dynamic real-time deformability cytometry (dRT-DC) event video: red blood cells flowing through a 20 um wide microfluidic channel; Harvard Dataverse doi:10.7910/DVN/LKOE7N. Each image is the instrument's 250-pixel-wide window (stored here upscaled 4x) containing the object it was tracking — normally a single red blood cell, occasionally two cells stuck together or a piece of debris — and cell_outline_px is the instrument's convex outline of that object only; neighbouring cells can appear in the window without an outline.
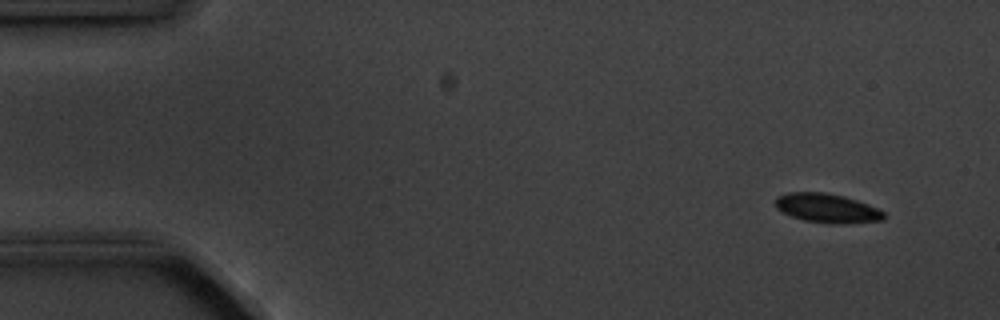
{"species": "common noctule bat (a hibernating species)", "species_latin": "Nyctalus noctula", "temperature_condition": "cold", "stored_images_in_passage": 5, "segment_of_instrument_passage": [1, 2], "camera_frame_rate_fps": 3000, "um_per_image_px": 0.085, "animal": {"sex": "male", "body_mass_g": 20.1, "forearm_length_mm": 53.5}, "frame": {"image": 1, "passage_image": 1, "time_ms": 0.0, "image_size_px": [1000, 320], "cell_outline_px": [[888, 216], [884, 220], [840, 224], [832, 224], [804, 220], [792, 216], [776, 208], [776, 196], [788, 192], [824, 192], [844, 196], [868, 204], [884, 212]], "centroid_in_image_um": [70.33, 17.69], "position_along_channel_um": 14.7, "area_um2": 18.44}}
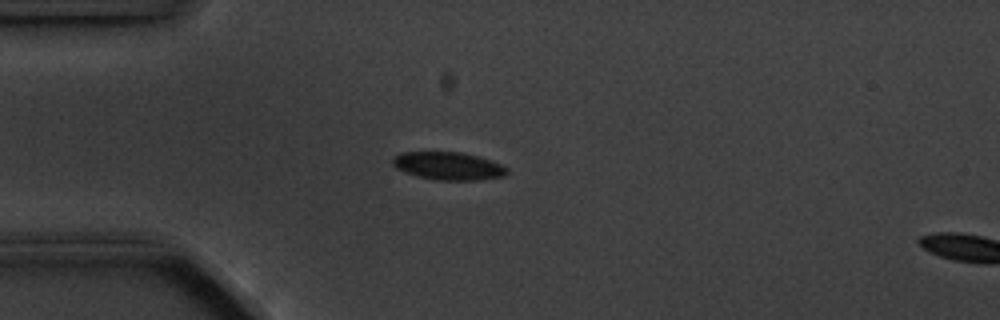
{"frame": {"image": 2, "passage_image": 4, "time_ms": 3.333, "image_size_px": [1000, 320], "cell_outline_px": [[508, 172], [504, 176], [480, 180], [436, 180], [416, 176], [404, 172], [396, 168], [392, 164], [392, 160], [400, 152], [460, 152], [476, 156], [500, 164], [508, 168]], "centroid_in_image_um": [38.08, 14.11], "position_along_channel_um": 46.9, "area_um2": 18.5}}